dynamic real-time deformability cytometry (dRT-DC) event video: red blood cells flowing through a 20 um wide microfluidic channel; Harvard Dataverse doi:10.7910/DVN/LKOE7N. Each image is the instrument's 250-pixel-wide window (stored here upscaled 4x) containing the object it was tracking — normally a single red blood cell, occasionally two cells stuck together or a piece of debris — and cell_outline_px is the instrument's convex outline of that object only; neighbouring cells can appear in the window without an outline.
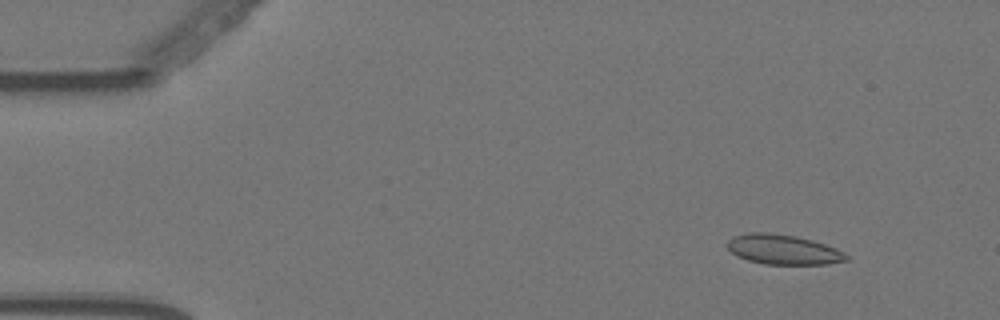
{"species": "Egyptian fruit bat (a non-hibernating species)", "species_latin": "Rousettus aegyptiacus", "temperature_condition": "warm", "stored_images_in_passage": 17, "camera_frame_rate_fps": 3000, "um_per_image_px": 0.085, "animal": {"sex": "female"}, "frame": {"image": 1, "passage_image": 5, "time_ms": 1.333, "image_size_px": [1000, 320], "cell_outline_px": [[848, 260], [828, 264], [764, 264], [748, 260], [736, 256], [728, 248], [728, 240], [732, 236], [752, 232], [768, 232], [796, 236], [812, 240], [836, 248], [844, 252], [848, 256]], "centroid_in_image_um": [66.57, 21.21], "position_along_channel_um": 18.4, "area_um2": 20.69}}
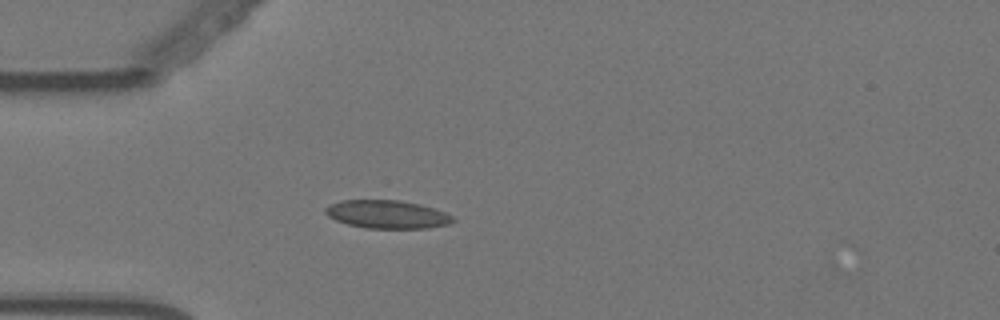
{"frame": {"image": 2, "passage_image": 15, "time_ms": 4.667, "image_size_px": [1000, 320], "cell_outline_px": [[456, 220], [448, 224], [428, 228], [364, 228], [348, 224], [336, 220], [328, 216], [324, 212], [324, 208], [340, 200], [400, 200], [420, 204], [444, 212], [452, 216]], "centroid_in_image_um": [32.89, 18.22], "position_along_channel_um": 52.1, "area_um2": 20.87}}